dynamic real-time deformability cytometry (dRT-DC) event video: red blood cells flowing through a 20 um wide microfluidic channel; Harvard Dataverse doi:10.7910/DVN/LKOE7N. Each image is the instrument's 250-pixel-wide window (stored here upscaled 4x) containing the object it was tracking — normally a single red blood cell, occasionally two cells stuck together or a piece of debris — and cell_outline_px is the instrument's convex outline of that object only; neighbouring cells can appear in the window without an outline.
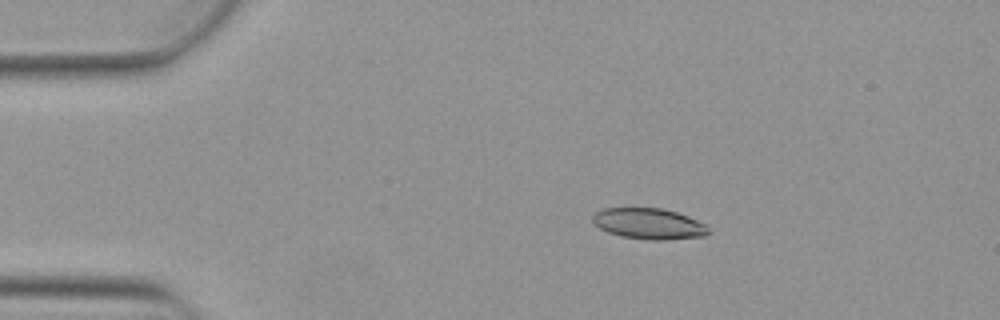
{"species": "Egyptian fruit bat (a non-hibernating species)", "species_latin": "Rousettus aegyptiacus", "temperature_condition": "warm", "stored_images_in_passage": 5, "camera_frame_rate_fps": 3000, "um_per_image_px": 0.085, "animal": {"sex": "female"}, "frame": {"image": 1, "passage_image": 3, "time_ms": 0.667, "image_size_px": [1000, 320], "cell_outline_px": [[712, 232], [708, 236], [664, 240], [648, 240], [620, 236], [608, 232], [600, 228], [592, 220], [592, 216], [596, 212], [604, 208], [664, 208], [688, 216], [708, 224]], "centroid_in_image_um": [55.24, 19.02], "position_along_channel_um": 29.8, "area_um2": 21.21}}
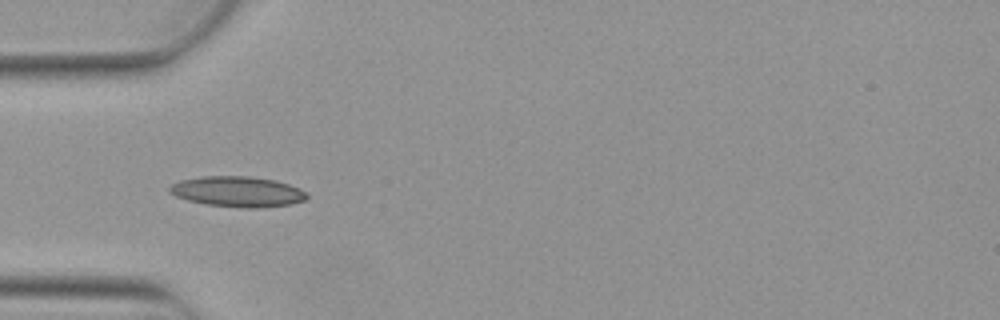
{"frame": {"image": 2, "passage_image": 5, "time_ms": 1.333, "image_size_px": [1000, 320], "cell_outline_px": [[308, 196], [304, 200], [292, 204], [256, 208], [244, 208], [204, 204], [188, 200], [176, 196], [168, 192], [168, 188], [172, 184], [180, 180], [200, 176], [248, 176], [276, 180], [300, 188], [308, 192]], "centroid_in_image_um": [20.2, 16.28], "position_along_channel_um": 64.8, "area_um2": 24.57}}